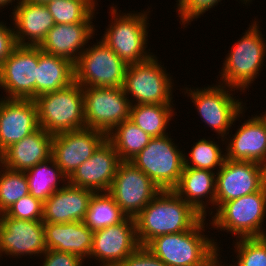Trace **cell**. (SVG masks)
Wrapping results in <instances>:
<instances>
[{"mask_svg":"<svg viewBox=\"0 0 266 266\" xmlns=\"http://www.w3.org/2000/svg\"><path fill=\"white\" fill-rule=\"evenodd\" d=\"M203 218L173 190L160 191L135 217L140 246L154 237L192 229Z\"/></svg>","mask_w":266,"mask_h":266,"instance_id":"1","label":"cell"},{"mask_svg":"<svg viewBox=\"0 0 266 266\" xmlns=\"http://www.w3.org/2000/svg\"><path fill=\"white\" fill-rule=\"evenodd\" d=\"M206 218L192 229L151 239L145 246L167 266H202L220 250L217 242L204 235Z\"/></svg>","mask_w":266,"mask_h":266,"instance_id":"2","label":"cell"},{"mask_svg":"<svg viewBox=\"0 0 266 266\" xmlns=\"http://www.w3.org/2000/svg\"><path fill=\"white\" fill-rule=\"evenodd\" d=\"M258 23L254 20L240 40L238 39L228 51L220 72L219 84L244 93L259 75L266 56V41Z\"/></svg>","mask_w":266,"mask_h":266,"instance_id":"3","label":"cell"},{"mask_svg":"<svg viewBox=\"0 0 266 266\" xmlns=\"http://www.w3.org/2000/svg\"><path fill=\"white\" fill-rule=\"evenodd\" d=\"M39 125L51 135L85 128L82 87L74 81L60 90L34 99Z\"/></svg>","mask_w":266,"mask_h":266,"instance_id":"4","label":"cell"},{"mask_svg":"<svg viewBox=\"0 0 266 266\" xmlns=\"http://www.w3.org/2000/svg\"><path fill=\"white\" fill-rule=\"evenodd\" d=\"M112 19L109 28L105 29L101 38L127 65L147 61L154 54L146 50L148 40V15L143 13H118L116 6L112 5ZM152 53V54H151Z\"/></svg>","mask_w":266,"mask_h":266,"instance_id":"5","label":"cell"},{"mask_svg":"<svg viewBox=\"0 0 266 266\" xmlns=\"http://www.w3.org/2000/svg\"><path fill=\"white\" fill-rule=\"evenodd\" d=\"M216 211L209 222L213 229L233 233L239 239L266 236L262 227L266 219V185L255 193L223 203Z\"/></svg>","mask_w":266,"mask_h":266,"instance_id":"6","label":"cell"},{"mask_svg":"<svg viewBox=\"0 0 266 266\" xmlns=\"http://www.w3.org/2000/svg\"><path fill=\"white\" fill-rule=\"evenodd\" d=\"M188 96L195 104L200 118L203 122L214 130L219 137L225 139L229 134V130L232 128L233 123L239 120L241 114L244 112V104L242 101L235 99L234 95L230 92L237 89L228 87L220 83L215 86H209L204 88H185ZM233 89V90H232ZM243 103V104H242Z\"/></svg>","mask_w":266,"mask_h":266,"instance_id":"7","label":"cell"},{"mask_svg":"<svg viewBox=\"0 0 266 266\" xmlns=\"http://www.w3.org/2000/svg\"><path fill=\"white\" fill-rule=\"evenodd\" d=\"M184 154L169 135L154 137L130 162L161 190H172L184 169Z\"/></svg>","mask_w":266,"mask_h":266,"instance_id":"8","label":"cell"},{"mask_svg":"<svg viewBox=\"0 0 266 266\" xmlns=\"http://www.w3.org/2000/svg\"><path fill=\"white\" fill-rule=\"evenodd\" d=\"M157 59L153 55L147 61L128 65L123 89L134 99L131 105L173 104V79Z\"/></svg>","mask_w":266,"mask_h":266,"instance_id":"9","label":"cell"},{"mask_svg":"<svg viewBox=\"0 0 266 266\" xmlns=\"http://www.w3.org/2000/svg\"><path fill=\"white\" fill-rule=\"evenodd\" d=\"M128 65L102 40L86 46L74 65L75 81L82 87H123Z\"/></svg>","mask_w":266,"mask_h":266,"instance_id":"10","label":"cell"},{"mask_svg":"<svg viewBox=\"0 0 266 266\" xmlns=\"http://www.w3.org/2000/svg\"><path fill=\"white\" fill-rule=\"evenodd\" d=\"M84 97L85 128L106 136L120 123L129 119L131 100L123 87L82 88Z\"/></svg>","mask_w":266,"mask_h":266,"instance_id":"11","label":"cell"},{"mask_svg":"<svg viewBox=\"0 0 266 266\" xmlns=\"http://www.w3.org/2000/svg\"><path fill=\"white\" fill-rule=\"evenodd\" d=\"M162 191L130 161H122L108 193L127 217L135 218Z\"/></svg>","mask_w":266,"mask_h":266,"instance_id":"12","label":"cell"},{"mask_svg":"<svg viewBox=\"0 0 266 266\" xmlns=\"http://www.w3.org/2000/svg\"><path fill=\"white\" fill-rule=\"evenodd\" d=\"M38 46L17 45L0 65V87L7 95L4 98H36Z\"/></svg>","mask_w":266,"mask_h":266,"instance_id":"13","label":"cell"},{"mask_svg":"<svg viewBox=\"0 0 266 266\" xmlns=\"http://www.w3.org/2000/svg\"><path fill=\"white\" fill-rule=\"evenodd\" d=\"M216 207L261 190L266 185V167L252 161L226 159L216 170Z\"/></svg>","mask_w":266,"mask_h":266,"instance_id":"14","label":"cell"},{"mask_svg":"<svg viewBox=\"0 0 266 266\" xmlns=\"http://www.w3.org/2000/svg\"><path fill=\"white\" fill-rule=\"evenodd\" d=\"M139 246L135 218L126 217L120 223L94 231L89 258L101 262L100 266H118Z\"/></svg>","mask_w":266,"mask_h":266,"instance_id":"15","label":"cell"},{"mask_svg":"<svg viewBox=\"0 0 266 266\" xmlns=\"http://www.w3.org/2000/svg\"><path fill=\"white\" fill-rule=\"evenodd\" d=\"M43 221H27L0 214V258L42 256L46 251ZM36 254V255H35Z\"/></svg>","mask_w":266,"mask_h":266,"instance_id":"16","label":"cell"},{"mask_svg":"<svg viewBox=\"0 0 266 266\" xmlns=\"http://www.w3.org/2000/svg\"><path fill=\"white\" fill-rule=\"evenodd\" d=\"M106 139L104 133L91 128L53 135L51 156L69 177Z\"/></svg>","mask_w":266,"mask_h":266,"instance_id":"17","label":"cell"},{"mask_svg":"<svg viewBox=\"0 0 266 266\" xmlns=\"http://www.w3.org/2000/svg\"><path fill=\"white\" fill-rule=\"evenodd\" d=\"M122 160L106 139L69 177L68 183L95 193L108 192Z\"/></svg>","mask_w":266,"mask_h":266,"instance_id":"18","label":"cell"},{"mask_svg":"<svg viewBox=\"0 0 266 266\" xmlns=\"http://www.w3.org/2000/svg\"><path fill=\"white\" fill-rule=\"evenodd\" d=\"M39 128L34 100L0 98V154Z\"/></svg>","mask_w":266,"mask_h":266,"instance_id":"19","label":"cell"},{"mask_svg":"<svg viewBox=\"0 0 266 266\" xmlns=\"http://www.w3.org/2000/svg\"><path fill=\"white\" fill-rule=\"evenodd\" d=\"M95 30L93 22L55 24L39 48L42 52L67 59L75 65L88 41L95 36Z\"/></svg>","mask_w":266,"mask_h":266,"instance_id":"20","label":"cell"},{"mask_svg":"<svg viewBox=\"0 0 266 266\" xmlns=\"http://www.w3.org/2000/svg\"><path fill=\"white\" fill-rule=\"evenodd\" d=\"M95 192L66 183L43 202V222L84 221Z\"/></svg>","mask_w":266,"mask_h":266,"instance_id":"21","label":"cell"},{"mask_svg":"<svg viewBox=\"0 0 266 266\" xmlns=\"http://www.w3.org/2000/svg\"><path fill=\"white\" fill-rule=\"evenodd\" d=\"M15 6L11 19L17 45L39 46L55 25L53 16L45 4L21 0Z\"/></svg>","mask_w":266,"mask_h":266,"instance_id":"22","label":"cell"},{"mask_svg":"<svg viewBox=\"0 0 266 266\" xmlns=\"http://www.w3.org/2000/svg\"><path fill=\"white\" fill-rule=\"evenodd\" d=\"M53 135L41 127L5 149L0 154V164L15 171H27L47 160L52 154Z\"/></svg>","mask_w":266,"mask_h":266,"instance_id":"23","label":"cell"},{"mask_svg":"<svg viewBox=\"0 0 266 266\" xmlns=\"http://www.w3.org/2000/svg\"><path fill=\"white\" fill-rule=\"evenodd\" d=\"M225 142L226 159L232 161H252L266 167V129L257 114L249 117Z\"/></svg>","mask_w":266,"mask_h":266,"instance_id":"24","label":"cell"},{"mask_svg":"<svg viewBox=\"0 0 266 266\" xmlns=\"http://www.w3.org/2000/svg\"><path fill=\"white\" fill-rule=\"evenodd\" d=\"M43 225L46 249L75 254L82 260L89 258L94 231L83 221L69 223L43 222Z\"/></svg>","mask_w":266,"mask_h":266,"instance_id":"25","label":"cell"},{"mask_svg":"<svg viewBox=\"0 0 266 266\" xmlns=\"http://www.w3.org/2000/svg\"><path fill=\"white\" fill-rule=\"evenodd\" d=\"M215 173L216 171L184 167L178 184L172 190L206 218L208 211L206 209L209 208L210 203L214 206L213 208L216 205Z\"/></svg>","mask_w":266,"mask_h":266,"instance_id":"26","label":"cell"},{"mask_svg":"<svg viewBox=\"0 0 266 266\" xmlns=\"http://www.w3.org/2000/svg\"><path fill=\"white\" fill-rule=\"evenodd\" d=\"M74 81L73 63L67 59L42 52L38 46L36 97L65 88Z\"/></svg>","mask_w":266,"mask_h":266,"instance_id":"27","label":"cell"},{"mask_svg":"<svg viewBox=\"0 0 266 266\" xmlns=\"http://www.w3.org/2000/svg\"><path fill=\"white\" fill-rule=\"evenodd\" d=\"M25 174L28 180L29 193L42 202L68 182V177L57 166L52 156L25 171ZM61 181H64V184L58 187Z\"/></svg>","mask_w":266,"mask_h":266,"instance_id":"28","label":"cell"},{"mask_svg":"<svg viewBox=\"0 0 266 266\" xmlns=\"http://www.w3.org/2000/svg\"><path fill=\"white\" fill-rule=\"evenodd\" d=\"M175 104H135L130 107L129 120L152 138L168 135L166 129L174 116Z\"/></svg>","mask_w":266,"mask_h":266,"instance_id":"29","label":"cell"},{"mask_svg":"<svg viewBox=\"0 0 266 266\" xmlns=\"http://www.w3.org/2000/svg\"><path fill=\"white\" fill-rule=\"evenodd\" d=\"M151 139L149 134L129 119L118 124L107 135V140L114 146L122 161L132 160Z\"/></svg>","mask_w":266,"mask_h":266,"instance_id":"30","label":"cell"},{"mask_svg":"<svg viewBox=\"0 0 266 266\" xmlns=\"http://www.w3.org/2000/svg\"><path fill=\"white\" fill-rule=\"evenodd\" d=\"M126 217L108 192H99L93 194L83 222L96 231L120 223Z\"/></svg>","mask_w":266,"mask_h":266,"instance_id":"31","label":"cell"},{"mask_svg":"<svg viewBox=\"0 0 266 266\" xmlns=\"http://www.w3.org/2000/svg\"><path fill=\"white\" fill-rule=\"evenodd\" d=\"M96 0H52L46 3L55 24L92 22Z\"/></svg>","mask_w":266,"mask_h":266,"instance_id":"32","label":"cell"},{"mask_svg":"<svg viewBox=\"0 0 266 266\" xmlns=\"http://www.w3.org/2000/svg\"><path fill=\"white\" fill-rule=\"evenodd\" d=\"M223 152L215 141L202 138L193 145L189 156H187L188 154L184 155V167L210 171L219 170L226 160V153Z\"/></svg>","mask_w":266,"mask_h":266,"instance_id":"33","label":"cell"},{"mask_svg":"<svg viewBox=\"0 0 266 266\" xmlns=\"http://www.w3.org/2000/svg\"><path fill=\"white\" fill-rule=\"evenodd\" d=\"M0 214L9 209L20 198L29 194L24 171H15L0 164ZM3 169V170H2Z\"/></svg>","mask_w":266,"mask_h":266,"instance_id":"34","label":"cell"},{"mask_svg":"<svg viewBox=\"0 0 266 266\" xmlns=\"http://www.w3.org/2000/svg\"><path fill=\"white\" fill-rule=\"evenodd\" d=\"M233 266H266V236L236 239Z\"/></svg>","mask_w":266,"mask_h":266,"instance_id":"35","label":"cell"},{"mask_svg":"<svg viewBox=\"0 0 266 266\" xmlns=\"http://www.w3.org/2000/svg\"><path fill=\"white\" fill-rule=\"evenodd\" d=\"M10 218L27 221L43 220V202L34 198L30 193L20 198L4 212Z\"/></svg>","mask_w":266,"mask_h":266,"instance_id":"36","label":"cell"},{"mask_svg":"<svg viewBox=\"0 0 266 266\" xmlns=\"http://www.w3.org/2000/svg\"><path fill=\"white\" fill-rule=\"evenodd\" d=\"M177 14L182 25L188 24L193 19L203 15L206 11L218 5L221 0H177Z\"/></svg>","mask_w":266,"mask_h":266,"instance_id":"37","label":"cell"},{"mask_svg":"<svg viewBox=\"0 0 266 266\" xmlns=\"http://www.w3.org/2000/svg\"><path fill=\"white\" fill-rule=\"evenodd\" d=\"M118 266H167L156 257L146 246H139L127 256Z\"/></svg>","mask_w":266,"mask_h":266,"instance_id":"38","label":"cell"},{"mask_svg":"<svg viewBox=\"0 0 266 266\" xmlns=\"http://www.w3.org/2000/svg\"><path fill=\"white\" fill-rule=\"evenodd\" d=\"M42 266H82L84 260L75 254L47 249L43 254Z\"/></svg>","mask_w":266,"mask_h":266,"instance_id":"39","label":"cell"},{"mask_svg":"<svg viewBox=\"0 0 266 266\" xmlns=\"http://www.w3.org/2000/svg\"><path fill=\"white\" fill-rule=\"evenodd\" d=\"M17 46L13 27L0 22V65L9 57Z\"/></svg>","mask_w":266,"mask_h":266,"instance_id":"40","label":"cell"},{"mask_svg":"<svg viewBox=\"0 0 266 266\" xmlns=\"http://www.w3.org/2000/svg\"><path fill=\"white\" fill-rule=\"evenodd\" d=\"M220 252L219 250L214 253L213 256H211L202 266H226L225 264H222L223 262L220 261ZM228 266V265H227ZM233 266V265H229Z\"/></svg>","mask_w":266,"mask_h":266,"instance_id":"41","label":"cell"},{"mask_svg":"<svg viewBox=\"0 0 266 266\" xmlns=\"http://www.w3.org/2000/svg\"><path fill=\"white\" fill-rule=\"evenodd\" d=\"M17 1V4L21 1V0H16ZM12 2H15V0H0V9L1 7H5V5H7L6 7H8V5L11 3L12 5Z\"/></svg>","mask_w":266,"mask_h":266,"instance_id":"42","label":"cell"},{"mask_svg":"<svg viewBox=\"0 0 266 266\" xmlns=\"http://www.w3.org/2000/svg\"><path fill=\"white\" fill-rule=\"evenodd\" d=\"M257 117L263 123V125L266 129V112L264 114L258 115Z\"/></svg>","mask_w":266,"mask_h":266,"instance_id":"43","label":"cell"},{"mask_svg":"<svg viewBox=\"0 0 266 266\" xmlns=\"http://www.w3.org/2000/svg\"><path fill=\"white\" fill-rule=\"evenodd\" d=\"M25 1H28V2H31V3H39V4H46L52 0H25Z\"/></svg>","mask_w":266,"mask_h":266,"instance_id":"44","label":"cell"}]
</instances>
